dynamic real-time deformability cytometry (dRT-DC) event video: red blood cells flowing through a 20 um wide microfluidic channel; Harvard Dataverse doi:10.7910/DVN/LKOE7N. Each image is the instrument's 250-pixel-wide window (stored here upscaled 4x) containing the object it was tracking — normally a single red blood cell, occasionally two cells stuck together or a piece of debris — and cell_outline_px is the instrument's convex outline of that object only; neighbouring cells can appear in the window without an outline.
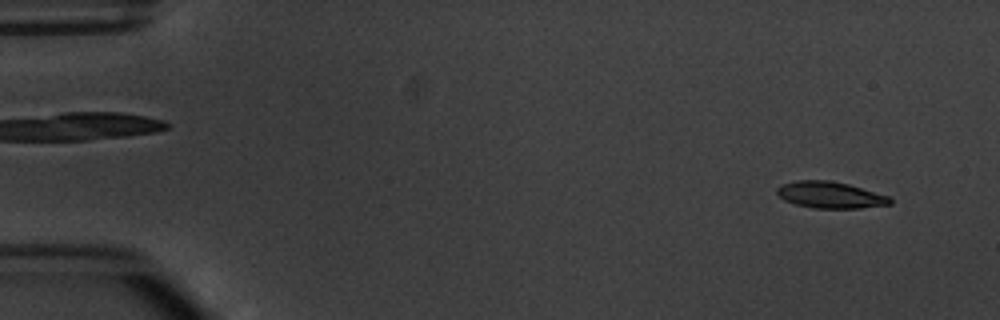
{"species": "common noctule bat (a hibernating species)", "species_latin": "Nyctalus noctula", "temperature_condition": "warm", "stored_images_in_passage": 6, "segment_of_instrument_passage": [2, 2], "camera_frame_rate_fps": 3000, "um_per_image_px": 0.085, "animal": {"sex": "male", "body_mass_g": 20.1, "forearm_length_mm": 53.5}, "frame": {"image": 1, "passage_image": 6, "time_ms": 6.0, "image_size_px": [1000, 320], "cell_outline_px": [[892, 204], [860, 208], [812, 208], [796, 204], [784, 200], [776, 192], [776, 188], [784, 184], [796, 180], [828, 180], [848, 184], [888, 196], [892, 200]], "centroid_in_image_um": [70.56, 16.57], "position_along_channel_um": 14.4, "area_um2": 17.34}}